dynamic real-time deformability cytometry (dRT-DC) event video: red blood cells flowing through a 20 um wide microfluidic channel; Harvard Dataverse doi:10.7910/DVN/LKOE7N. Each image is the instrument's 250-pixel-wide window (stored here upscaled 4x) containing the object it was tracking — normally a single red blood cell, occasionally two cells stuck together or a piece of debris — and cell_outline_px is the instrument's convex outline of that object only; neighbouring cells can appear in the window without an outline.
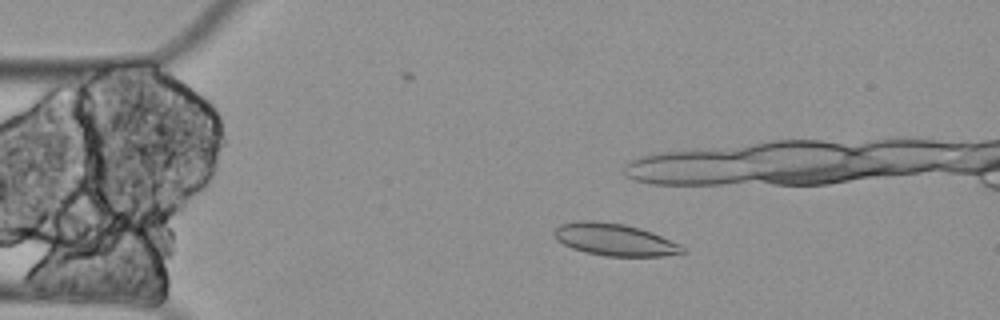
{"species": "Egyptian fruit bat (a non-hibernating species)", "species_latin": "Rousettus aegyptiacus", "temperature_condition": "cold", "stored_images_in_passage": 49, "camera_frame_rate_fps": 3000, "um_per_image_px": 0.085, "animal": {"sex": "female"}, "frame": {"image": 1, "passage_image": 12, "time_ms": 3.667, "image_size_px": [1000, 320], "cell_outline_px": [[684, 252], [664, 256], [604, 256], [584, 252], [572, 248], [556, 240], [552, 236], [552, 232], [560, 224], [580, 220], [592, 220], [624, 224], [640, 228], [652, 232], [680, 244], [684, 248]], "centroid_in_image_um": [52.19, 20.36], "position_along_channel_um": 32.8, "area_um2": 24.16}}
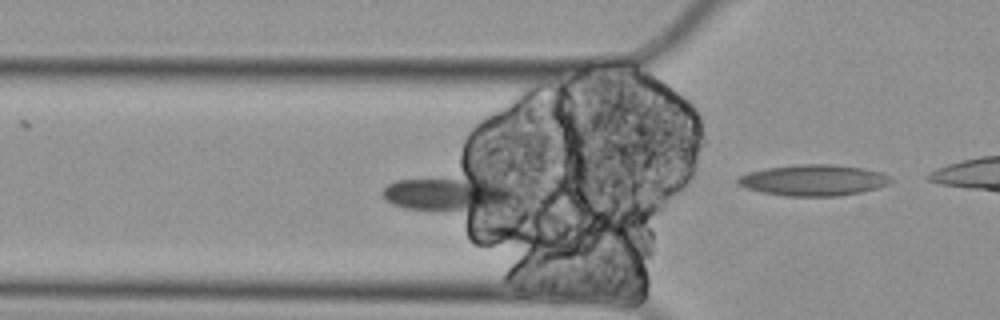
{"frame": {"image": 2, "passage_image": 20, "time_ms": 6.333, "image_size_px": [1000, 320], "cell_outline_px": [[516, 196], [508, 200], [472, 212], [428, 212], [404, 208], [392, 204], [384, 200], [380, 192], [388, 184], [396, 180], [480, 168], [484, 168], [516, 188]], "centroid_in_image_um": [38.22, 16.3], "position_along_channel_um": 87.6, "area_um2": 31.04}}
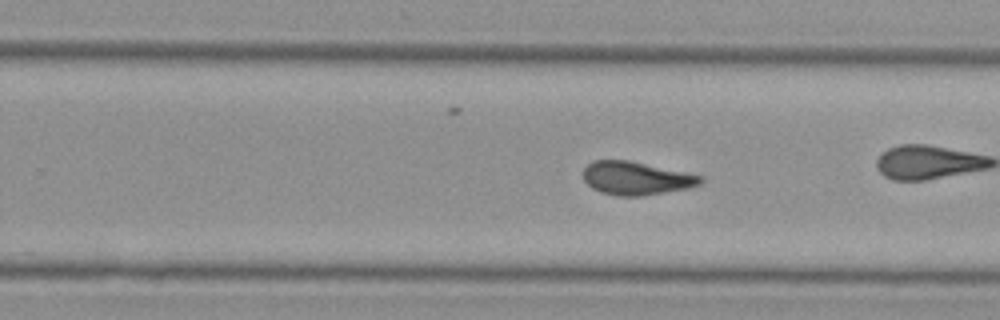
{"frame": {"image": 3, "passage_image": 37, "time_ms": 12.0, "image_size_px": [1000, 320], "cell_outline_px": [[704, 180], [700, 184], [688, 188], [640, 196], [620, 196], [600, 192], [592, 188], [584, 180], [584, 168], [592, 160], [628, 160], [704, 176]], "centroid_in_image_um": [54.07, 15.15], "position_along_channel_um": 275.7, "area_um2": 22.6}}